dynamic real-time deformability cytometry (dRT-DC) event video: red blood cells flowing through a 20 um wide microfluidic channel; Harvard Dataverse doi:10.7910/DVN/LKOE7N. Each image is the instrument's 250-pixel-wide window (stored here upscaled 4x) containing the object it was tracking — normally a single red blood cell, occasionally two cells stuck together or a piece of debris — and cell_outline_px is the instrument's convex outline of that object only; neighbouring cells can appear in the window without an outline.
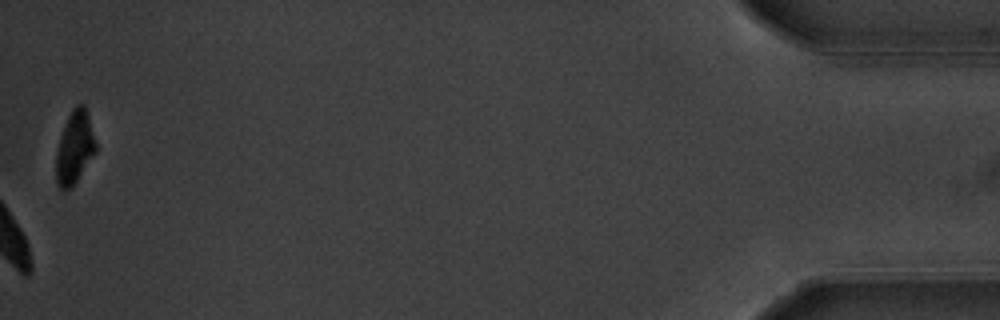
{"species": "common noctule bat (a hibernating species)", "species_latin": "Nyctalus noctula", "temperature_condition": "warm", "stored_images_in_passage": 51, "camera_frame_rate_fps": 3000, "um_per_image_px": 0.085, "animal": {"sex": "male", "body_mass_g": 20.1, "forearm_length_mm": 53.5}, "frame": {"image": 1, "passage_image": 51, "time_ms": 16.667, "image_size_px": [1000, 320], "cell_outline_px": [[96, 152], [72, 188], [60, 188], [56, 180], [56, 152], [68, 116], [72, 108], [76, 104], [84, 104], [88, 112], [96, 144]], "centroid_in_image_um": [6.36, 12.52], "position_along_channel_um": 428.8, "area_um2": 16.65}, "authors_computed_cell_mechanics": {"area_um2": 18.8428, "velocity_mm_per_s": 3.669, "shape_relaxation_time_tau1_ms": 4.5482, "shape_relaxation_time_tau2_ms": null, "deformation_change_tau1": 0.1862, "deformation_change_tau2": null}}